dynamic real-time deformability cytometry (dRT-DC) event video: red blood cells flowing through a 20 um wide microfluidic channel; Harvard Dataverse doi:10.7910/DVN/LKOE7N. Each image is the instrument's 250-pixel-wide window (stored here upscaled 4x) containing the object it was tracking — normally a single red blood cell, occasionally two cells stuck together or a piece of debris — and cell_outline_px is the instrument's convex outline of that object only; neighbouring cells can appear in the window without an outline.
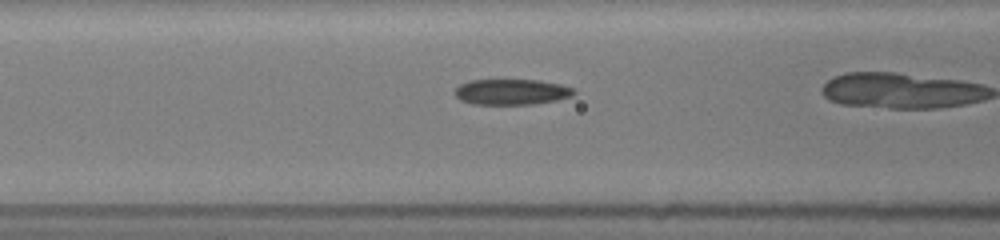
{"species": "common noctule bat (a hibernating species)", "species_latin": "Nyctalus noctula", "temperature_condition": "room temperature", "stored_images_in_passage": 9, "camera_frame_rate_fps": 3000, "um_per_image_px": 0.085, "animal": {"sex": "female", "body_mass_g": 19.5, "forearm_length_mm": 54.1}, "frame": {"image": 1, "passage_image": 3, "time_ms": 0.667, "image_size_px": [1000, 240], "cell_outline_px": [[576, 92], [572, 96], [556, 100], [536, 104], [472, 104], [460, 100], [456, 96], [456, 88], [460, 84], [468, 80], [540, 80], [560, 84], [572, 88]], "centroid_in_image_um": [43.48, 7.81], "position_along_channel_um": 123.1, "area_um2": 17.8}}